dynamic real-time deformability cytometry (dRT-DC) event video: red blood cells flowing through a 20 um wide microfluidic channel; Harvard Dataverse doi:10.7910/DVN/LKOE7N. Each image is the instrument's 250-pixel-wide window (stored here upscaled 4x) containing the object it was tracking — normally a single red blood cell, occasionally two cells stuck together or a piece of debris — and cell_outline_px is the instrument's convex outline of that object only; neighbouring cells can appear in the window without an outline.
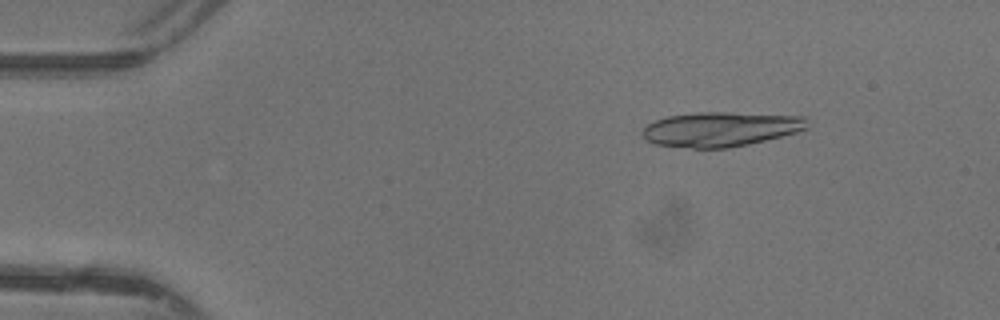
{"species": "common noctule bat (a hibernating species)", "species_latin": "Nyctalus noctula", "temperature_condition": "warm", "stored_images_in_passage": 46, "segment_of_instrument_passage": [1, 2], "camera_frame_rate_fps": 3000, "um_per_image_px": 0.085, "animal": {"sex": "female"}, "frame": {"image": 1, "passage_image": 7, "time_ms": 2.0, "image_size_px": [1000, 320], "cell_outline_px": [[808, 128], [796, 132], [748, 144], [728, 148], [692, 148], [656, 144], [644, 140], [640, 132], [648, 124], [656, 120], [668, 116], [700, 112], [728, 112], [804, 116], [808, 120]], "centroid_in_image_um": [61.24, 10.97], "position_along_channel_um": 23.8, "area_um2": 33.23}}